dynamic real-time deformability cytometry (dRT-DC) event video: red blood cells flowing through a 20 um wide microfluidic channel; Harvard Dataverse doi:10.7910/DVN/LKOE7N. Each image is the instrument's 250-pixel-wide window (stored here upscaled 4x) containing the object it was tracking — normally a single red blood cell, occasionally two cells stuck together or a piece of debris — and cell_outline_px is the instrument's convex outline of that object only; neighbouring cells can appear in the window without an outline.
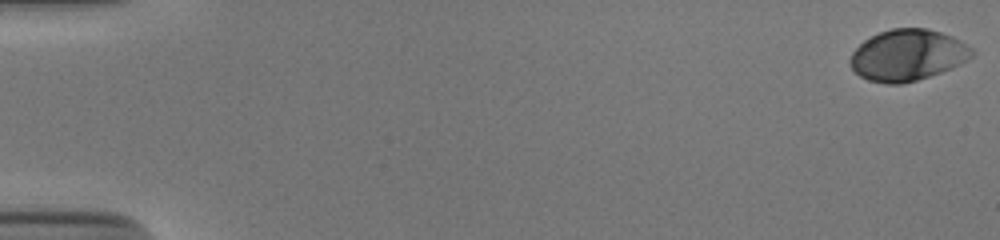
{"species": "human", "species_latin": "Homo sapiens", "temperature_condition": "cold", "stored_images_in_passage": 54, "camera_frame_rate_fps": 3000, "um_per_image_px": 0.085, "donor": {"sex": "male"}, "frame": {"image": 1, "passage_image": 1, "time_ms": 0.0, "image_size_px": [1000, 240], "cell_outline_px": [[976, 52], [972, 56], [952, 68], [916, 80], [900, 84], [888, 84], [868, 80], [860, 76], [848, 64], [848, 60], [852, 52], [864, 40], [880, 32], [892, 28], [928, 28], [952, 36], [972, 48]], "centroid_in_image_um": [77.12, 4.68], "position_along_channel_um": 7.9, "area_um2": 36.24}}
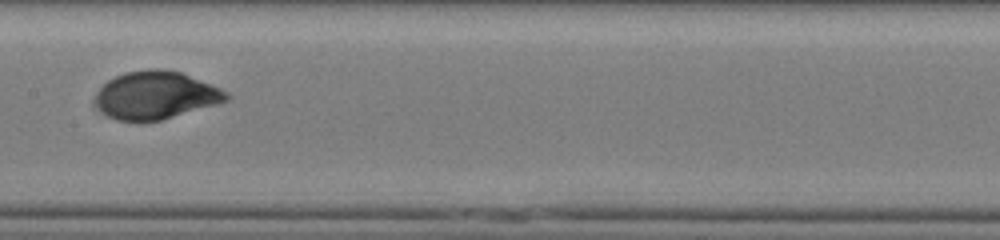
{"frame": {"image": 2, "passage_image": 29, "time_ms": 9.333, "image_size_px": [1000, 240], "cell_outline_px": [[232, 96], [228, 100], [216, 104], [160, 120], [116, 120], [108, 116], [96, 104], [96, 92], [108, 80], [116, 76], [128, 72], [152, 68], [156, 68], [180, 72], [220, 88], [228, 92]], "centroid_in_image_um": [13.25, 8.08], "position_along_channel_um": 194.1, "area_um2": 35.84}}
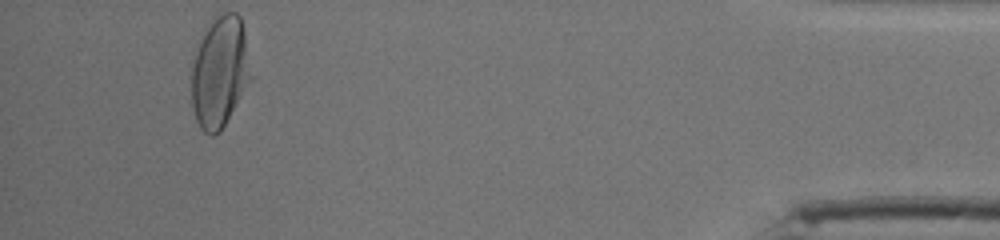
{"frame": {"image": 3, "passage_image": 51, "time_ms": 16.667, "image_size_px": [1000, 240], "cell_outline_px": [[252, 80], [224, 124], [212, 136], [204, 132], [200, 128], [196, 120], [192, 108], [192, 60], [196, 44], [212, 16], [224, 12], [236, 12], [240, 16], [244, 32]], "centroid_in_image_um": [18.65, 6.05], "position_along_channel_um": 416.5, "area_um2": 38.73}, "authors_computed_cell_mechanics": {"area_um2": 35.9805, "velocity_mm_per_s": 3.8662, "shape_relaxation_time_tau1_ms": 3.5297, "shape_relaxation_time_tau2_ms": null, "deformation_change_tau1": 0.164, "deformation_change_tau2": null}}